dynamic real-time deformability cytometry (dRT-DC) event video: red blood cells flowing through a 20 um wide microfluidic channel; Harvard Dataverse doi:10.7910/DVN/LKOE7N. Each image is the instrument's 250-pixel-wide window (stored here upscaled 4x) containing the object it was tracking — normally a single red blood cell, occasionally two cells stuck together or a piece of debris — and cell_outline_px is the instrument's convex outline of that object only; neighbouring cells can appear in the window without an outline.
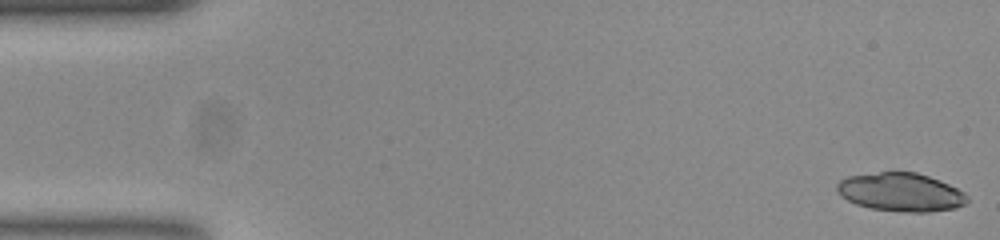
{"species": "common noctule bat (a hibernating species)", "species_latin": "Nyctalus noctula", "temperature_condition": "room temperature", "stored_images_in_passage": 53, "camera_frame_rate_fps": 3000, "um_per_image_px": 0.085, "animal": {"sex": "female", "body_mass_g": 23.0, "forearm_length_mm": 53.4}, "frame": {"image": 1, "passage_image": 1, "time_ms": 0.0, "image_size_px": [1000, 240], "cell_outline_px": [[968, 200], [964, 204], [952, 208], [928, 212], [908, 212], [872, 208], [856, 204], [848, 200], [836, 188], [836, 184], [840, 180], [848, 176], [880, 172], [916, 172], [928, 176], [948, 184], [964, 192], [968, 196]], "centroid_in_image_um": [76.57, 16.32], "position_along_channel_um": 8.4, "area_um2": 28.73}}
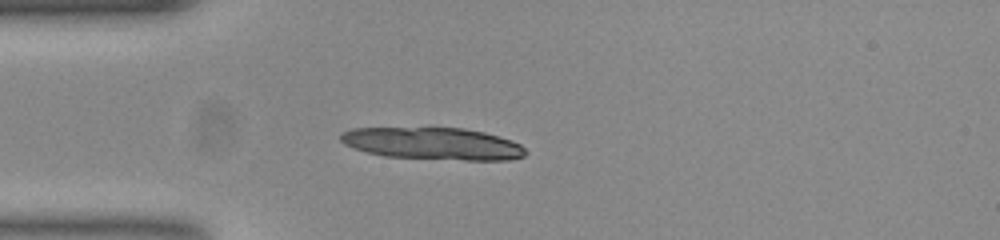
{"frame": {"image": 2, "passage_image": 14, "time_ms": 4.333, "image_size_px": [1000, 240], "cell_outline_px": [[528, 152], [524, 156], [508, 160], [468, 160], [384, 156], [368, 152], [344, 144], [340, 140], [340, 136], [344, 132], [356, 128], [464, 128], [484, 132], [520, 144]], "centroid_in_image_um": [36.82, 12.21], "position_along_channel_um": 48.2, "area_um2": 34.16}}